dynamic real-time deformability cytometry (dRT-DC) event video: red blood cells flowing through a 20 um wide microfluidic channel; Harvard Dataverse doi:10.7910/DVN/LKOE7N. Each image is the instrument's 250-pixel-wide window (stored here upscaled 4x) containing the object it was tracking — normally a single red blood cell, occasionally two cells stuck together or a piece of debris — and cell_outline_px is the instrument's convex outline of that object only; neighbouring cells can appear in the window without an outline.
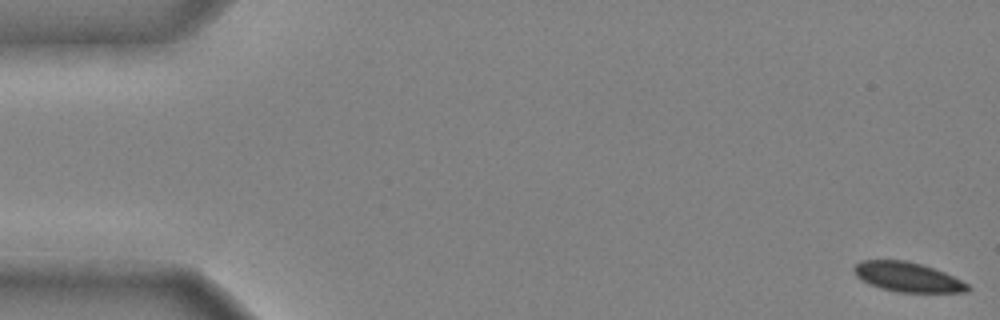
{"species": "common noctule bat (a hibernating species)", "species_latin": "Nyctalus noctula", "temperature_condition": "cold", "stored_images_in_passage": 49, "camera_frame_rate_fps": 3000, "um_per_image_px": 0.085, "animal": {"sex": "male", "body_mass_g": 20.4}, "frame": {"image": 1, "passage_image": 1, "time_ms": 0.0, "image_size_px": [1000, 320], "cell_outline_px": [[972, 288], [968, 292], [896, 292], [880, 288], [868, 284], [860, 280], [856, 276], [852, 268], [860, 260], [904, 260], [920, 264], [944, 272], [968, 284]], "centroid_in_image_um": [77.1, 23.55], "position_along_channel_um": 7.9, "area_um2": 19.65}}
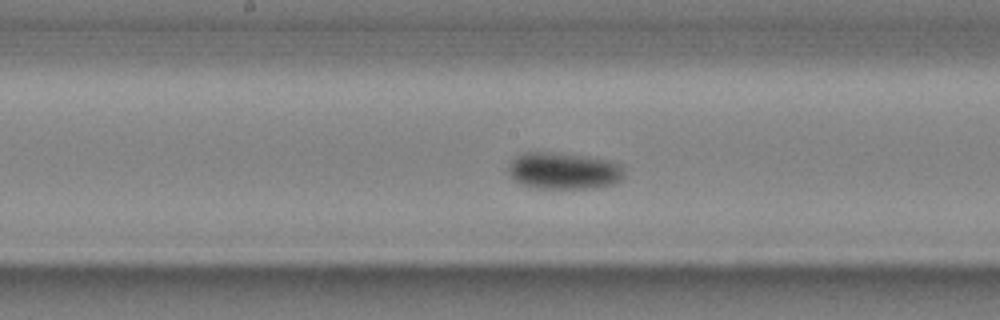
{"frame": {"image": 2, "passage_image": 26, "time_ms": 8.333, "image_size_px": [1000, 320], "cell_outline_px": [[624, 180], [612, 184], [596, 188], [532, 188], [512, 180], [508, 168], [508, 164], [516, 156], [524, 152], [552, 152], [588, 156], [608, 160], [620, 164], [624, 172]], "centroid_in_image_um": [47.91, 14.52], "position_along_channel_um": 200.3, "area_um2": 25.14}}
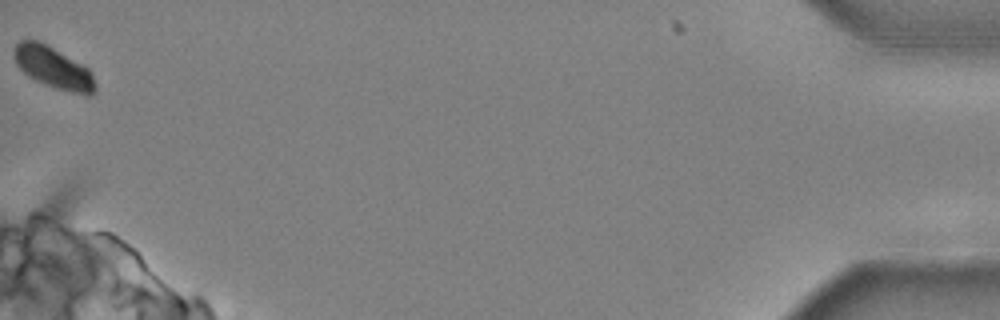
{"frame": {"image": 3, "passage_image": 49, "time_ms": 16.0, "image_size_px": [1000, 320], "cell_outline_px": [[96, 92], [92, 96], [84, 96], [56, 88], [44, 84], [28, 76], [16, 64], [12, 56], [12, 52], [16, 44], [20, 40], [36, 40], [48, 44], [88, 68], [92, 72], [96, 84]], "centroid_in_image_um": [4.55, 5.76], "position_along_channel_um": 430.6, "area_um2": 20.06}, "authors_computed_cell_mechanics": {"area_um2": 22.0796, "velocity_mm_per_s": 3.9359, "shape_relaxation_time_tau1_ms": 3.3313, "shape_relaxation_time_tau2_ms": null, "deformation_change_tau1": 0.0996, "deformation_change_tau2": null}}